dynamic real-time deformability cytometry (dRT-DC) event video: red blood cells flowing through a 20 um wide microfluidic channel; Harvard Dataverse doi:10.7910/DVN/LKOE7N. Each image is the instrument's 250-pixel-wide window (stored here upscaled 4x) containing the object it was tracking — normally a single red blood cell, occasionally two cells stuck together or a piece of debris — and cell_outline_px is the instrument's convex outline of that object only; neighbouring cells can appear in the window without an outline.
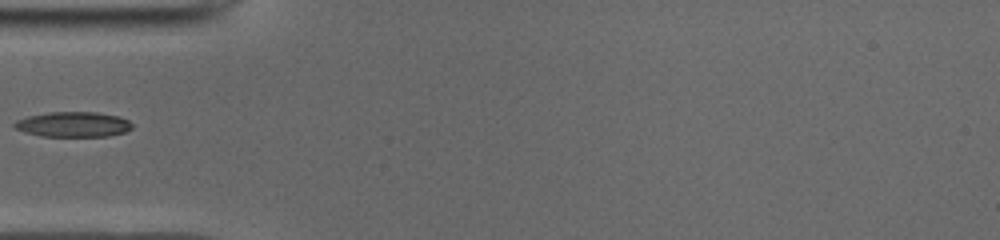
{"species": "common noctule bat (a hibernating species)", "species_latin": "Nyctalus noctula", "temperature_condition": "cold", "stored_images_in_passage": 22, "camera_frame_rate_fps": 3000, "um_per_image_px": 0.085, "animal": {"sex": "male", "body_mass_g": 19.0, "forearm_length_mm": 50.8}, "frame": {"image": 1, "passage_image": 1, "time_ms": 0.0, "image_size_px": [1000, 240], "cell_outline_px": [[132, 128], [124, 132], [108, 136], [40, 136], [24, 132], [16, 128], [12, 124], [16, 120], [28, 116], [48, 112], [96, 112], [120, 116], [128, 120], [132, 124]], "centroid_in_image_um": [6.22, 10.57], "position_along_channel_um": 78.8, "area_um2": 17.28}}
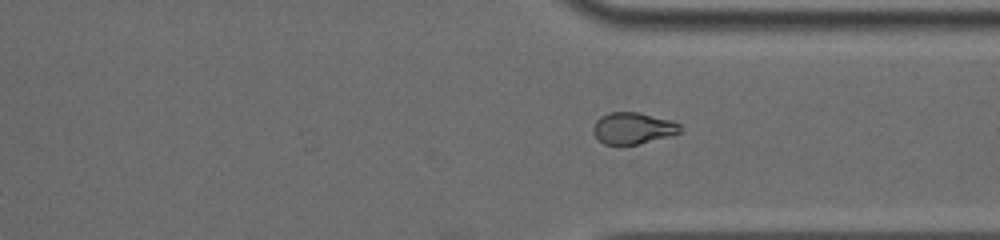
{"frame": {"image": 2, "passage_image": 22, "time_ms": 7.0, "image_size_px": [1000, 240], "cell_outline_px": [[684, 132], [636, 144], [604, 144], [592, 132], [592, 128], [596, 120], [600, 116], [608, 112], [636, 112], [672, 120], [680, 124]], "centroid_in_image_um": [53.81, 10.88], "position_along_channel_um": 357.6, "area_um2": 15.95}}